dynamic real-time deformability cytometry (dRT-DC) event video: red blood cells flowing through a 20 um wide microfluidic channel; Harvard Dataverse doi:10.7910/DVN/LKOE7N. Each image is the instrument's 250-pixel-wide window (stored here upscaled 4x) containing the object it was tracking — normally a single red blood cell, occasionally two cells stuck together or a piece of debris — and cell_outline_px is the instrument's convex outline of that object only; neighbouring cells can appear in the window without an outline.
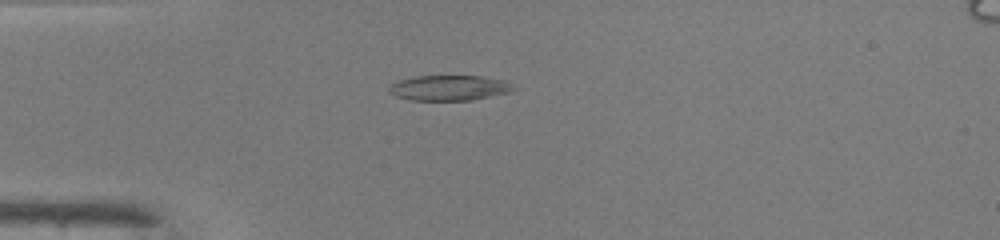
{"species": "common noctule bat (a hibernating species)", "species_latin": "Nyctalus noctula", "temperature_condition": "warm", "stored_images_in_passage": 39, "camera_frame_rate_fps": 3000, "um_per_image_px": 0.085, "animal": {"sex": "male", "body_mass_g": 19.0, "forearm_length_mm": 50.8}, "frame": {"image": 1, "passage_image": 4, "time_ms": 1.0, "image_size_px": [1000, 240], "cell_outline_px": [[520, 88], [512, 92], [472, 100], [412, 100], [396, 96], [388, 92], [388, 88], [392, 84], [400, 80], [416, 76], [480, 76], [508, 80]], "centroid_in_image_um": [38.3, 7.47], "position_along_channel_um": 46.7, "area_um2": 18.61}}
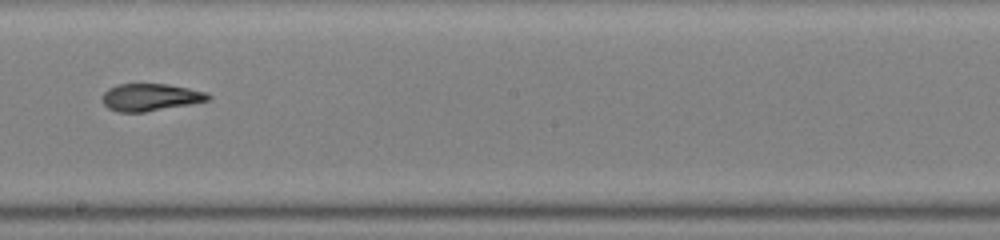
{"frame": {"image": 2, "passage_image": 19, "time_ms": 6.0, "image_size_px": [1000, 240], "cell_outline_px": [[212, 96], [208, 100], [192, 104], [144, 112], [120, 112], [108, 108], [104, 104], [104, 92], [108, 88], [120, 84], [168, 84], [208, 92]], "centroid_in_image_um": [12.83, 8.26], "position_along_channel_um": 235.4, "area_um2": 16.76}}
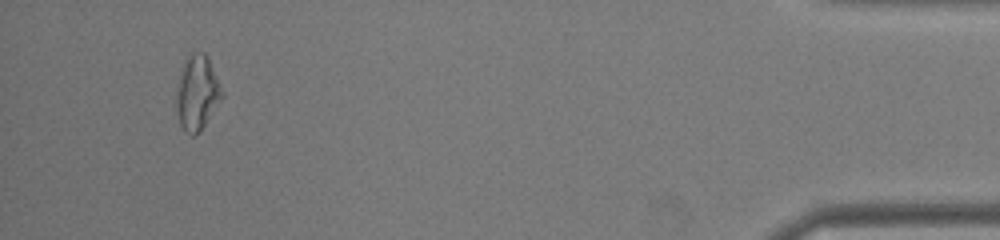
{"frame": {"image": 3, "passage_image": 37, "time_ms": 12.0, "image_size_px": [1000, 240], "cell_outline_px": [[224, 96], [200, 132], [192, 136], [184, 132], [180, 124], [176, 108], [176, 84], [180, 68], [184, 60], [192, 52], [204, 52], [208, 56], [224, 92]], "centroid_in_image_um": [16.75, 7.87], "position_along_channel_um": 418.5, "area_um2": 20.4}, "authors_computed_cell_mechanics": {"area_um2": 17.8024, "velocity_mm_per_s": 4.1676, "shape_relaxation_time_tau1_ms": null, "shape_relaxation_time_tau2_ms": 3.3658, "deformation_change_tau1": null, "deformation_change_tau2": 0.1097}}